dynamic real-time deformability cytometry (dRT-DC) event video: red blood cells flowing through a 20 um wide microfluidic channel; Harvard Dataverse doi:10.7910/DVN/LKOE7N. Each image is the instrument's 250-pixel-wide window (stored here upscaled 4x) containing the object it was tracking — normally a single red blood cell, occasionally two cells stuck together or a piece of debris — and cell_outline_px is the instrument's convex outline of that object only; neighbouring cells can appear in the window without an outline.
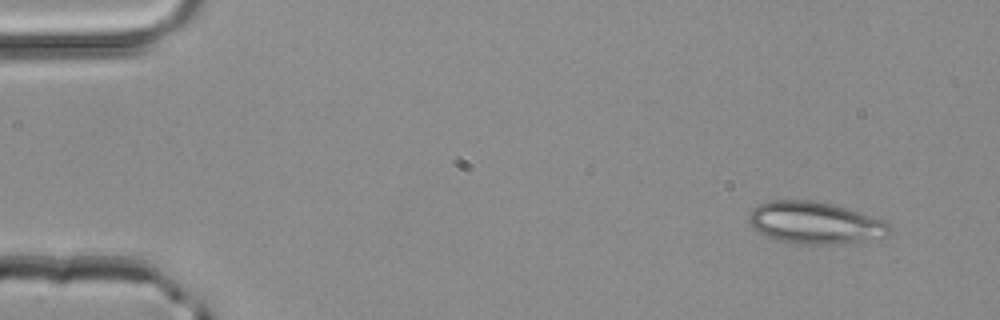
{"species": "common noctule bat (a hibernating species)", "species_latin": "Nyctalus noctula", "temperature_condition": "room temperature", "stored_images_in_passage": 3, "camera_frame_rate_fps": 3000, "um_per_image_px": 0.085, "animal": {"sex": "male", "body_mass_g": 20.4}, "frame": {"image": 1, "passage_image": 1, "time_ms": 0.0, "image_size_px": [1000, 320], "cell_outline_px": [[892, 232], [884, 236], [864, 240], [840, 244], [796, 244], [776, 240], [752, 228], [748, 220], [748, 216], [752, 208], [760, 204], [772, 200], [808, 200], [828, 204], [844, 208], [884, 220], [892, 228]], "centroid_in_image_um": [69.23, 18.95], "position_along_channel_um": 15.8, "area_um2": 34.1}}